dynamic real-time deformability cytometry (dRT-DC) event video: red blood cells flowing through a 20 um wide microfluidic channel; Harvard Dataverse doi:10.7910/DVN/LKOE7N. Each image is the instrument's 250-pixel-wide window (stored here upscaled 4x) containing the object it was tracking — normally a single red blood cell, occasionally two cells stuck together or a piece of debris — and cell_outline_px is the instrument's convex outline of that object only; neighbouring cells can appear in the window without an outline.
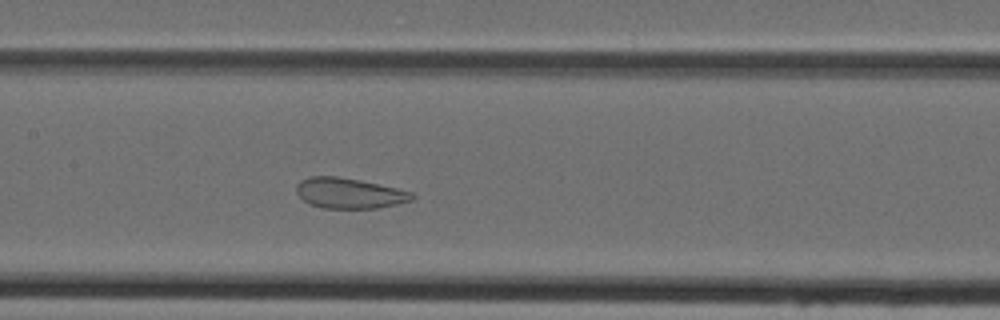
{"species": "Egyptian fruit bat (a non-hibernating species)", "species_latin": "Rousettus aegyptiacus", "temperature_condition": "cold", "stored_images_in_passage": 44, "camera_frame_rate_fps": 3000, "um_per_image_px": 0.085, "animal": {"sex": "female"}, "frame": {"image": 1, "passage_image": 19, "time_ms": 6.0, "image_size_px": [1000, 320], "cell_outline_px": [[416, 196], [412, 200], [396, 204], [376, 208], [324, 208], [312, 204], [304, 200], [296, 192], [296, 184], [300, 180], [308, 176], [336, 176], [360, 180], [396, 188], [412, 192]], "centroid_in_image_um": [29.68, 16.41], "position_along_channel_um": 177.7, "area_um2": 20.4}}
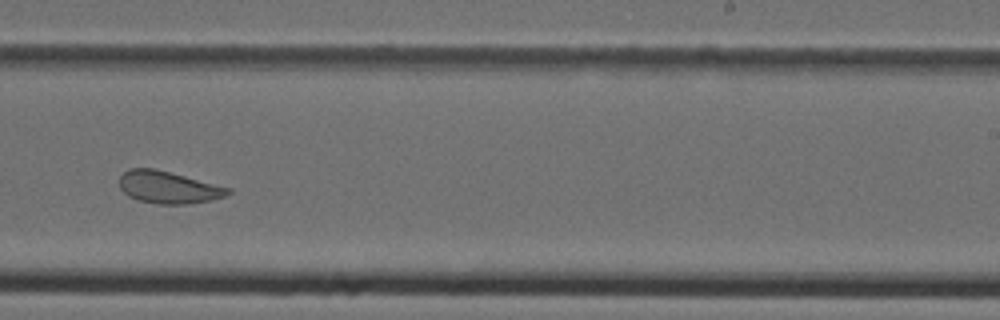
{"frame": {"image": 2, "passage_image": 26, "time_ms": 8.333, "image_size_px": [1000, 320], "cell_outline_px": [[232, 192], [224, 196], [212, 200], [188, 204], [156, 204], [140, 200], [128, 196], [120, 188], [120, 176], [128, 168], [156, 168], [232, 188]], "centroid_in_image_um": [14.33, 15.91], "position_along_channel_um": 274.7, "area_um2": 20.52}}
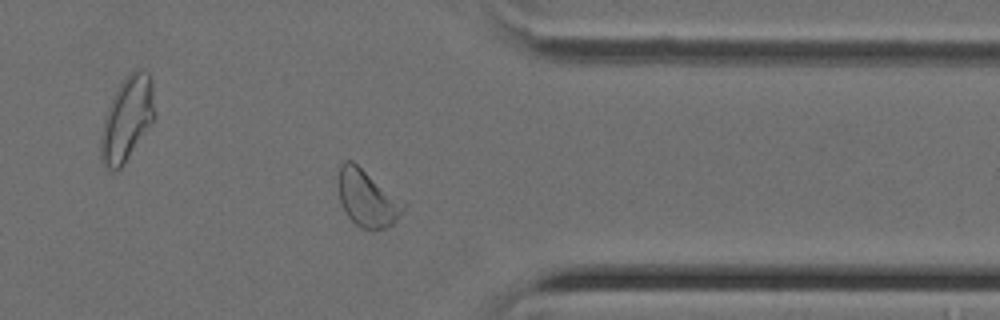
{"frame": {"image": 3, "passage_image": 34, "time_ms": 11.0, "image_size_px": [1000, 320], "cell_outline_px": [[408, 204], [392, 224], [384, 228], [360, 228], [348, 216], [340, 200], [336, 176], [340, 164], [344, 160], [352, 160], [404, 200]], "centroid_in_image_um": [31.2, 16.79], "position_along_channel_um": 380.2, "area_um2": 21.73}}